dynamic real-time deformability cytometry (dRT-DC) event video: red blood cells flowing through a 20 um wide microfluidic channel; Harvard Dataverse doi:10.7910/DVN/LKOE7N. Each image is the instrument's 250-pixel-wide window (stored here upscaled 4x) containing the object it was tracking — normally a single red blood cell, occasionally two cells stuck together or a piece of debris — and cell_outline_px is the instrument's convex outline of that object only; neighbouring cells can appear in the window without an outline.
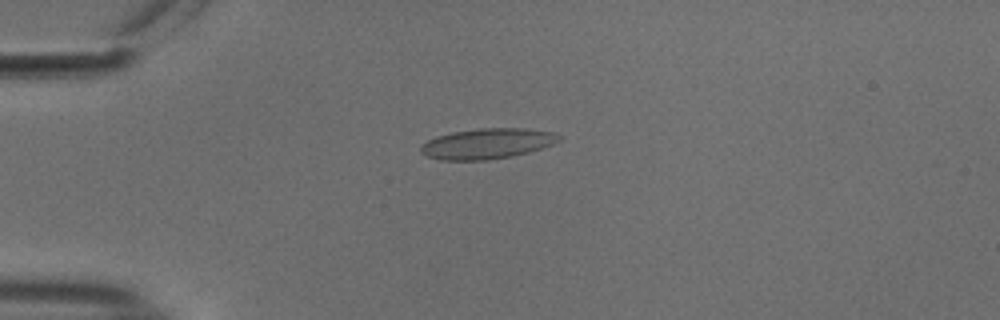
{"species": "common noctule bat (a hibernating species)", "species_latin": "Nyctalus noctula", "temperature_condition": "cold", "stored_images_in_passage": 42, "camera_frame_rate_fps": 3000, "um_per_image_px": 0.085, "animal": {"sex": "male", "body_mass_g": 18.8}, "frame": {"image": 1, "passage_image": 2, "time_ms": 0.333, "image_size_px": [1000, 320], "cell_outline_px": [[560, 140], [552, 144], [528, 152], [512, 156], [488, 160], [440, 160], [428, 156], [420, 152], [420, 148], [428, 140], [436, 136], [452, 132], [480, 128], [524, 128], [556, 132], [560, 136]], "centroid_in_image_um": [41.42, 12.2], "position_along_channel_um": 43.6, "area_um2": 24.45}}
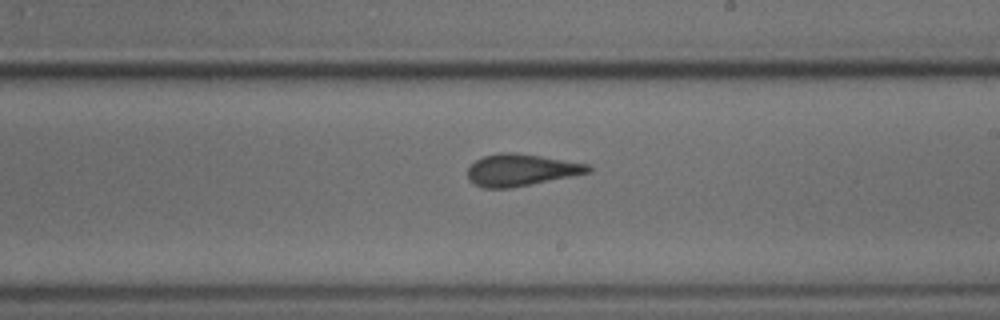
{"frame": {"image": 2, "passage_image": 20, "time_ms": 6.333, "image_size_px": [1000, 320], "cell_outline_px": [[592, 172], [512, 188], [484, 188], [468, 180], [468, 168], [476, 160], [484, 156], [500, 152], [516, 152], [588, 164], [592, 168]], "centroid_in_image_um": [44.29, 14.45], "position_along_channel_um": 244.7, "area_um2": 22.37}}
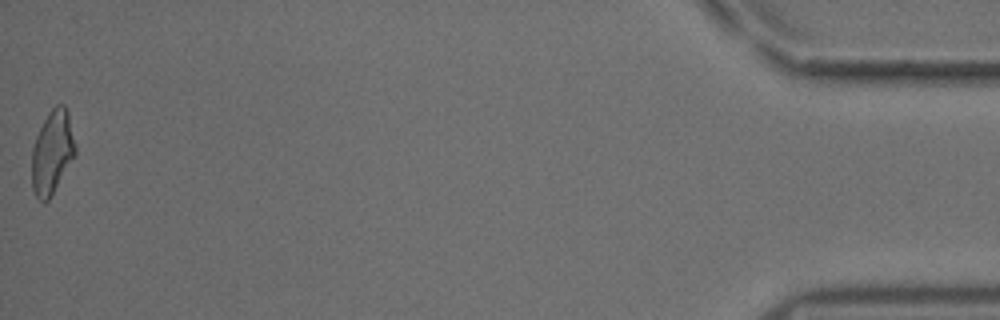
{"frame": {"image": 3, "passage_image": 42, "time_ms": 13.667, "image_size_px": [1000, 320], "cell_outline_px": [[76, 152], [48, 200], [44, 204], [36, 196], [32, 188], [32, 148], [36, 136], [48, 112], [56, 104], [64, 104], [68, 112], [76, 148]], "centroid_in_image_um": [4.42, 12.91], "position_along_channel_um": 430.8, "area_um2": 20.81}, "authors_computed_cell_mechanics": {"area_um2": 22.2819, "velocity_mm_per_s": 3.7647, "shape_relaxation_time_tau1_ms": 6.4407, "shape_relaxation_time_tau2_ms": 1.0959, "deformation_change_tau1": 0.1496, "deformation_change_tau2": 0.0775}}